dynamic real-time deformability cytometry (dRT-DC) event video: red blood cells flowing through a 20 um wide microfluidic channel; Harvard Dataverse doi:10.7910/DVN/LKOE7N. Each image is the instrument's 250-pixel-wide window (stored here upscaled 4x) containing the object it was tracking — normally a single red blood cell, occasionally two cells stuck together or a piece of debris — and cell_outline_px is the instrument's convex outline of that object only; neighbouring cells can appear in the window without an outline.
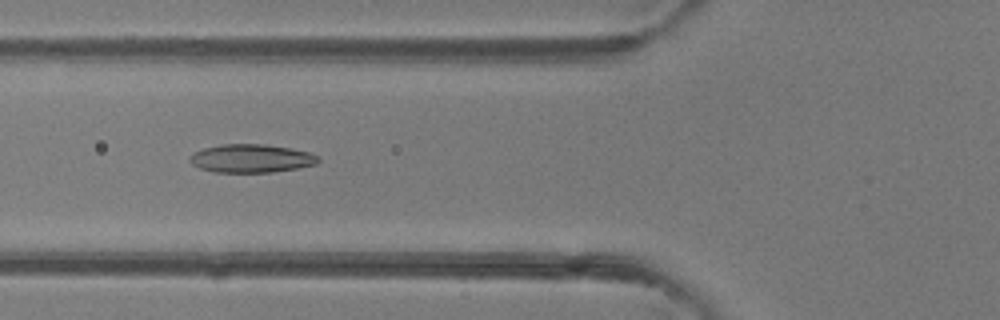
{"species": "common noctule bat (a hibernating species)", "species_latin": "Nyctalus noctula", "temperature_condition": "room temperature", "stored_images_in_passage": 29, "camera_frame_rate_fps": 3000, "um_per_image_px": 0.085, "animal": {"sex": "female"}, "frame": {"image": 1, "passage_image": 17, "time_ms": 5.333, "image_size_px": [1000, 320], "cell_outline_px": [[320, 160], [316, 164], [300, 168], [272, 172], [216, 172], [200, 168], [192, 164], [188, 160], [188, 156], [204, 148], [220, 144], [264, 144], [292, 148], [308, 152], [320, 156]], "centroid_in_image_um": [21.38, 13.46], "position_along_channel_um": 104.4, "area_um2": 21.33}}
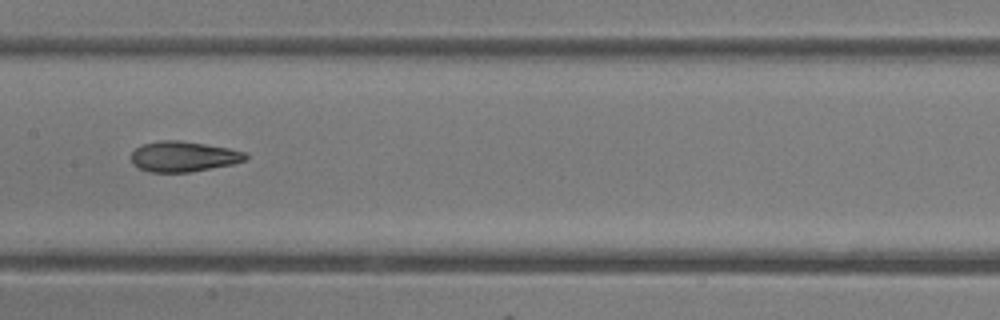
{"frame": {"image": 2, "passage_image": 23, "time_ms": 7.333, "image_size_px": [1000, 320], "cell_outline_px": [[248, 160], [232, 164], [192, 172], [148, 172], [132, 164], [132, 152], [136, 148], [144, 144], [160, 140], [180, 140], [228, 148], [244, 152], [248, 156]], "centroid_in_image_um": [15.6, 13.31], "position_along_channel_um": 191.8, "area_um2": 20.23}}
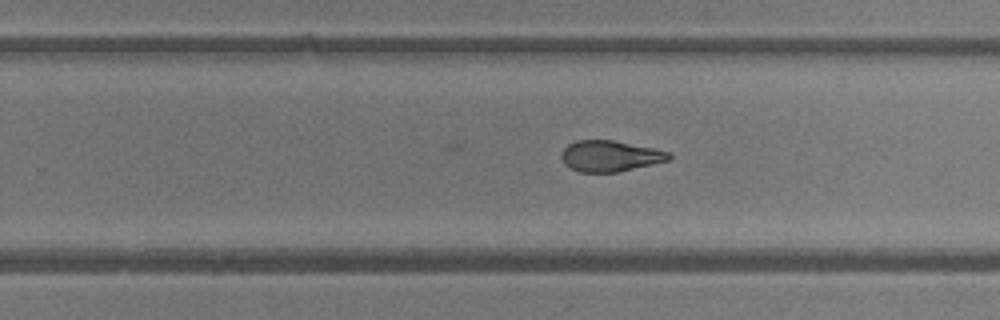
{"frame": {"image": 3, "passage_image": 29, "time_ms": 9.333, "image_size_px": [1000, 320], "cell_outline_px": [[672, 160], [616, 172], [580, 172], [564, 164], [560, 156], [564, 148], [568, 144], [576, 140], [612, 140], [656, 148], [672, 152]], "centroid_in_image_um": [51.9, 13.25], "position_along_channel_um": 277.9, "area_um2": 19.59}}